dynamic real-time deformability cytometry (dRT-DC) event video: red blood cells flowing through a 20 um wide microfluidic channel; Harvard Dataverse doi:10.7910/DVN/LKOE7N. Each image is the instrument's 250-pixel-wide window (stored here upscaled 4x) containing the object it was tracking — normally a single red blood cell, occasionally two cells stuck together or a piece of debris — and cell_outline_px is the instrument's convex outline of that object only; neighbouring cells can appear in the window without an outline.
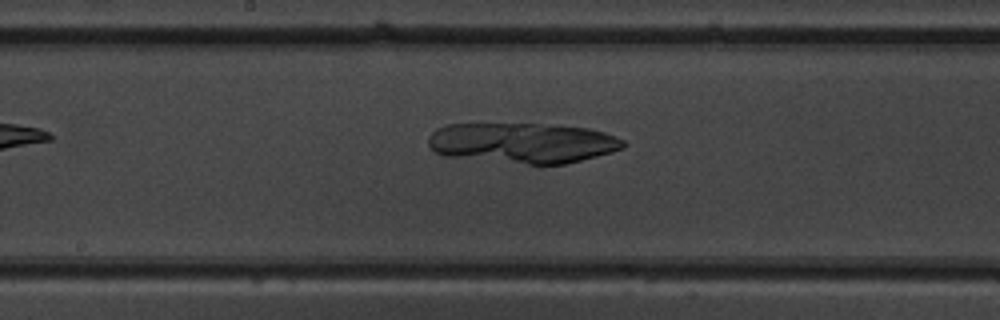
{"species": "common noctule bat (a hibernating species)", "species_latin": "Nyctalus noctula", "temperature_condition": "warm", "stored_images_in_passage": 9, "camera_frame_rate_fps": 3000, "um_per_image_px": 0.085, "animal": {"sex": "male", "body_mass_g": 19.5, "forearm_length_mm": 54.6}, "frame": {"image": 1, "passage_image": 9, "time_ms": 9.0, "image_size_px": [1000, 320], "cell_outline_px": [[628, 144], [624, 148], [612, 152], [564, 164], [528, 164], [444, 156], [436, 152], [428, 144], [428, 136], [436, 128], [448, 124], [536, 124], [588, 128], [604, 132], [624, 140]], "centroid_in_image_um": [44.42, 12.15], "position_along_channel_um": 203.8, "area_um2": 45.72}}